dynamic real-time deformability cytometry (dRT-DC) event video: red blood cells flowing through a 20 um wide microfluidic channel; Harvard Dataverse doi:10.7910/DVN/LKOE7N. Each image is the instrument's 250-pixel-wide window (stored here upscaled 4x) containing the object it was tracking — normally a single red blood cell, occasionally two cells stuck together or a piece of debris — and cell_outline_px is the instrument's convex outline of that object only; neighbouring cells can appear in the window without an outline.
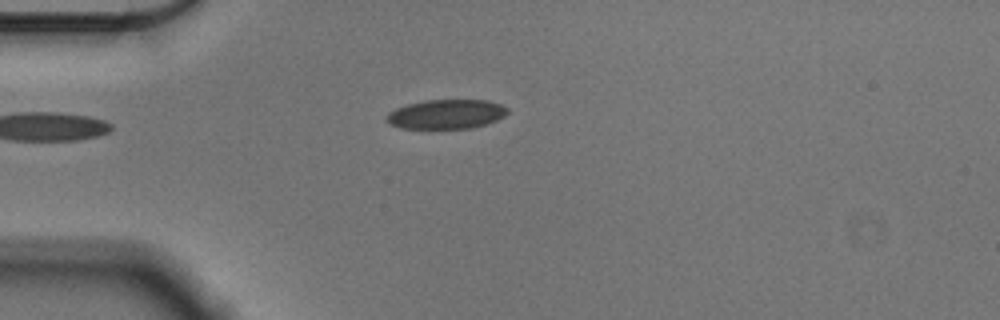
{"species": "Egyptian fruit bat (a non-hibernating species)", "species_latin": "Rousettus aegyptiacus", "temperature_condition": "cold", "stored_images_in_passage": 42, "camera_frame_rate_fps": 3000, "um_per_image_px": 0.085, "animal": {"sex": "male"}, "frame": {"image": 1, "passage_image": 1, "time_ms": 0.0, "image_size_px": [1000, 320], "cell_outline_px": [[508, 112], [504, 116], [488, 124], [472, 128], [400, 128], [384, 120], [388, 112], [396, 108], [408, 104], [428, 100], [488, 100], [500, 104], [508, 108]], "centroid_in_image_um": [37.94, 9.7], "position_along_channel_um": 47.1, "area_um2": 20.69}}
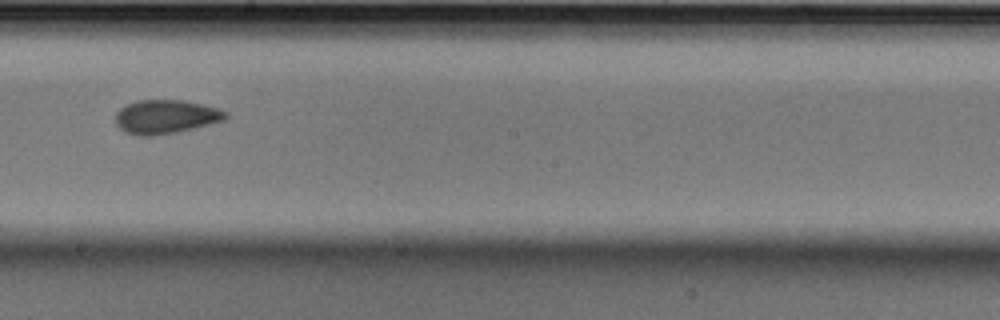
{"frame": {"image": 2, "passage_image": 18, "time_ms": 5.667, "image_size_px": [1000, 320], "cell_outline_px": [[228, 116], [224, 120], [176, 132], [152, 136], [136, 136], [124, 132], [116, 124], [116, 112], [120, 108], [136, 100], [184, 100], [204, 104], [228, 112]], "centroid_in_image_um": [14.06, 9.92], "position_along_channel_um": 234.1, "area_um2": 21.73}}
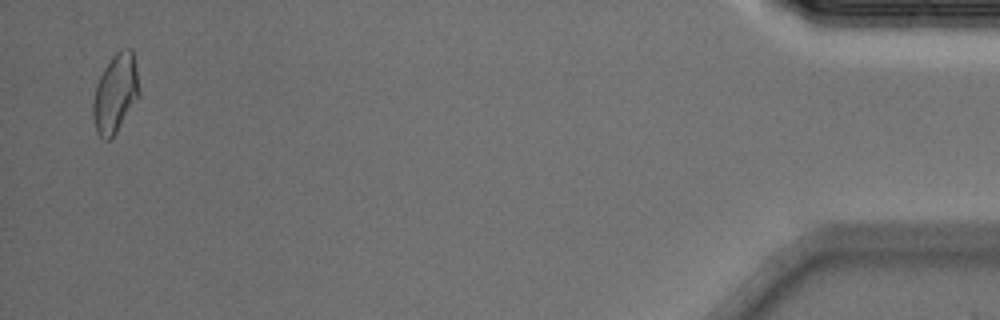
{"frame": {"image": 3, "passage_image": 41, "time_ms": 13.333, "image_size_px": [1000, 320], "cell_outline_px": [[140, 96], [112, 140], [104, 140], [96, 132], [92, 116], [92, 100], [96, 84], [104, 68], [112, 56], [120, 48], [132, 48], [140, 92]], "centroid_in_image_um": [9.8, 7.97], "position_along_channel_um": 425.4, "area_um2": 21.56}, "authors_computed_cell_mechanics": {"area_um2": 21.1259, "velocity_mm_per_s": 3.5746, "shape_relaxation_time_tau1_ms": 5.2304, "shape_relaxation_time_tau2_ms": 2.7322, "deformation_change_tau1": 0.1067, "deformation_change_tau2": 0.0707}}